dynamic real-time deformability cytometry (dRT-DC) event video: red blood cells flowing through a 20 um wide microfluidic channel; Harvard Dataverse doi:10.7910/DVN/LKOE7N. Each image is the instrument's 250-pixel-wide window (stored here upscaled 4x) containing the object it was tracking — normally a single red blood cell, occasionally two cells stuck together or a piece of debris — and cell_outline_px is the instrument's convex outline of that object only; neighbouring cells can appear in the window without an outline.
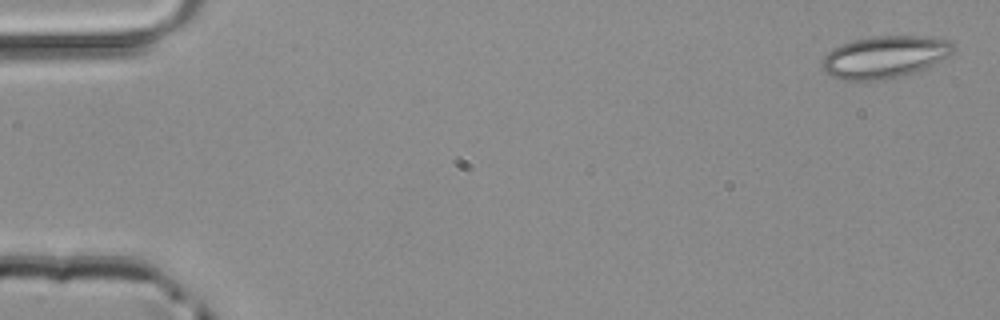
{"species": "common noctule bat (a hibernating species)", "species_latin": "Nyctalus noctula", "temperature_condition": "room temperature", "stored_images_in_passage": 49, "camera_frame_rate_fps": 3000, "um_per_image_px": 0.085, "animal": {"sex": "male", "body_mass_g": 20.4}, "frame": {"image": 1, "passage_image": 1, "time_ms": 0.0, "image_size_px": [1000, 320], "cell_outline_px": [[956, 48], [952, 56], [916, 72], [904, 76], [884, 80], [844, 80], [832, 76], [824, 72], [820, 60], [832, 48], [840, 44], [856, 40], [876, 36], [928, 36], [948, 40], [956, 44]], "centroid_in_image_um": [75.25, 4.85], "position_along_channel_um": 9.8, "area_um2": 32.77}}
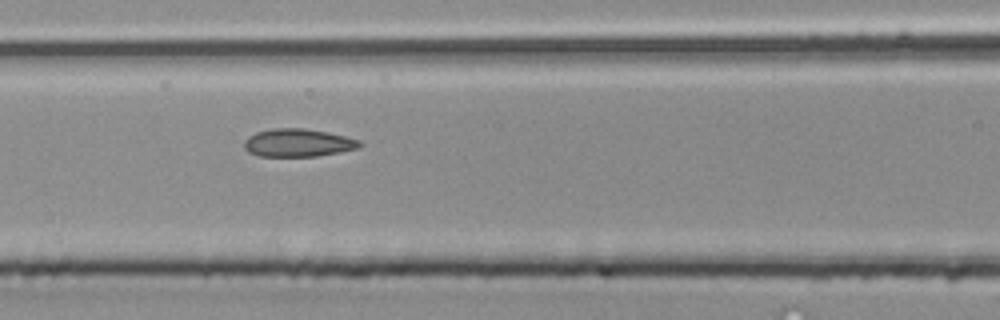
{"frame": {"image": 2, "passage_image": 21, "time_ms": 6.667, "image_size_px": [1000, 320], "cell_outline_px": [[364, 144], [360, 148], [340, 152], [316, 156], [256, 156], [248, 152], [244, 148], [244, 140], [248, 136], [256, 132], [272, 128], [304, 128], [328, 132], [360, 140]], "centroid_in_image_um": [25.33, 12.14], "position_along_channel_um": 141.3, "area_um2": 19.02}}
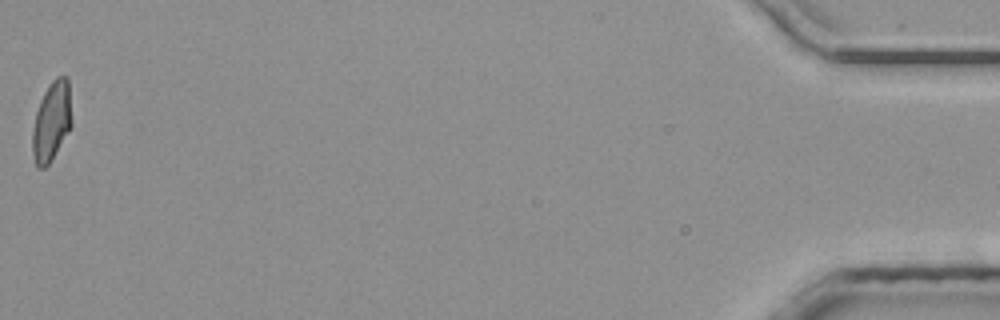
{"frame": {"image": 3, "passage_image": 49, "time_ms": 16.0, "image_size_px": [1000, 320], "cell_outline_px": [[72, 128], [48, 164], [44, 168], [36, 168], [32, 152], [32, 128], [36, 112], [40, 100], [44, 92], [52, 80], [56, 76], [68, 76], [72, 120]], "centroid_in_image_um": [4.39, 10.31], "position_along_channel_um": 430.8, "area_um2": 18.5}}